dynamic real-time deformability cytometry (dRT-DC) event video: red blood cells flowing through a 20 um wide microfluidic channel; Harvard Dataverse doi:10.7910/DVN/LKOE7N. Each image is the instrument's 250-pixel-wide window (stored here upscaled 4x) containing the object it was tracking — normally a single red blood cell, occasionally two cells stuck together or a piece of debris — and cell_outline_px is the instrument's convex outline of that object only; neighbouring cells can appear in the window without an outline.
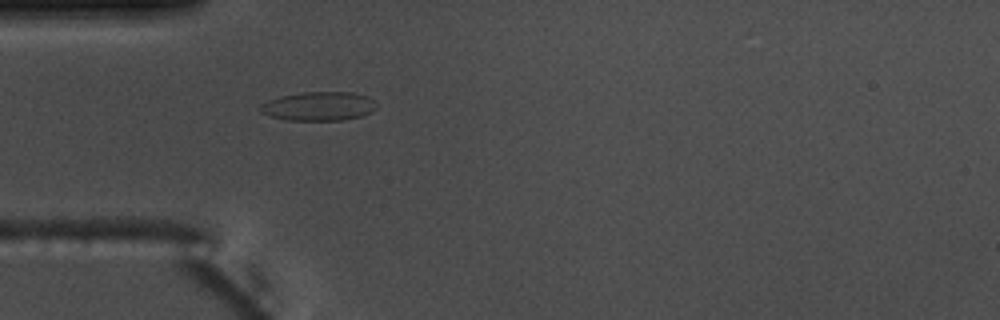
{"species": "common noctule bat (a hibernating species)", "species_latin": "Nyctalus noctula", "temperature_condition": "warm", "stored_images_in_passage": 4, "camera_frame_rate_fps": 3000, "um_per_image_px": 0.085, "animal": {"sex": "male", "body_mass_g": 17.5, "forearm_length_mm": 52.3}, "frame": {"image": 1, "passage_image": 1, "time_ms": 0.0, "image_size_px": [1000, 320], "cell_outline_px": [[376, 108], [372, 112], [360, 116], [344, 120], [284, 120], [268, 116], [260, 112], [260, 104], [268, 100], [280, 96], [304, 92], [352, 92], [368, 96], [376, 100]], "centroid_in_image_um": [27.09, 9.03], "position_along_channel_um": 57.9, "area_um2": 19.83}}